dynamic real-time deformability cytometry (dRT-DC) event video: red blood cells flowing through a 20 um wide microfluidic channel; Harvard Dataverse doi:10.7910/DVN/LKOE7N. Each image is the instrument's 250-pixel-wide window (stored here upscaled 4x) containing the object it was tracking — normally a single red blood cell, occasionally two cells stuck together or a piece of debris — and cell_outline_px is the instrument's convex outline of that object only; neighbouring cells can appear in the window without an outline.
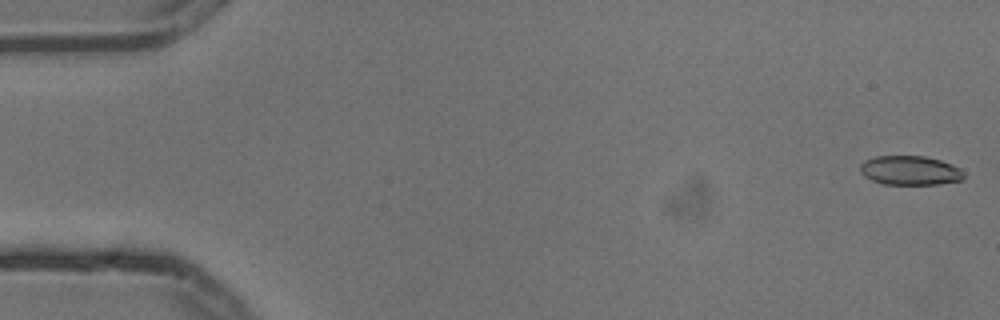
{"species": "common noctule bat (a hibernating species)", "species_latin": "Nyctalus noctula", "temperature_condition": "cold", "stored_images_in_passage": 6, "camera_frame_rate_fps": 3000, "um_per_image_px": 0.085, "animal": {"sex": "male", "body_mass_g": 13.3}, "frame": {"image": 1, "passage_image": 1, "time_ms": 0.0, "image_size_px": [1000, 320], "cell_outline_px": [[964, 180], [940, 184], [884, 184], [872, 180], [864, 176], [860, 172], [860, 164], [864, 160], [876, 156], [924, 156], [940, 160], [952, 164], [960, 168], [964, 172]], "centroid_in_image_um": [77.37, 14.49], "position_along_channel_um": 7.6, "area_um2": 17.8}}